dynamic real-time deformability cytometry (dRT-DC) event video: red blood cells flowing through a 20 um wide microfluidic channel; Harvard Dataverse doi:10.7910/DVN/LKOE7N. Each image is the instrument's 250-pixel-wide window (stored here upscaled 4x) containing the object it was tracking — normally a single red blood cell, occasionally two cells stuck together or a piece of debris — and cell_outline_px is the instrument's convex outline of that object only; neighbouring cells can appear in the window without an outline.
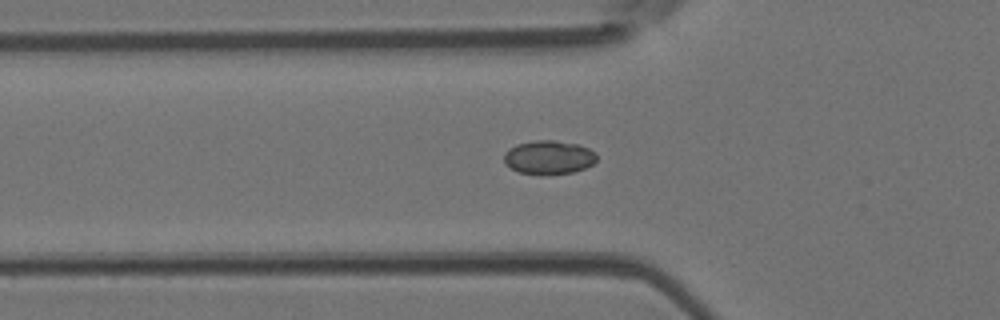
{"species": "Egyptian fruit bat (a non-hibernating species)", "species_latin": "Rousettus aegyptiacus", "temperature_condition": "room temperature", "stored_images_in_passage": 3, "camera_frame_rate_fps": 3000, "um_per_image_px": 0.085, "animal": {"sex": "female"}, "frame": {"image": 1, "passage_image": 3, "time_ms": 0.667, "image_size_px": [1000, 320], "cell_outline_px": [[596, 160], [592, 164], [584, 168], [572, 172], [540, 176], [520, 172], [504, 164], [504, 152], [508, 148], [516, 144], [536, 140], [552, 140], [580, 144], [596, 152]], "centroid_in_image_um": [46.62, 13.38], "position_along_channel_um": 79.2, "area_um2": 18.5}}